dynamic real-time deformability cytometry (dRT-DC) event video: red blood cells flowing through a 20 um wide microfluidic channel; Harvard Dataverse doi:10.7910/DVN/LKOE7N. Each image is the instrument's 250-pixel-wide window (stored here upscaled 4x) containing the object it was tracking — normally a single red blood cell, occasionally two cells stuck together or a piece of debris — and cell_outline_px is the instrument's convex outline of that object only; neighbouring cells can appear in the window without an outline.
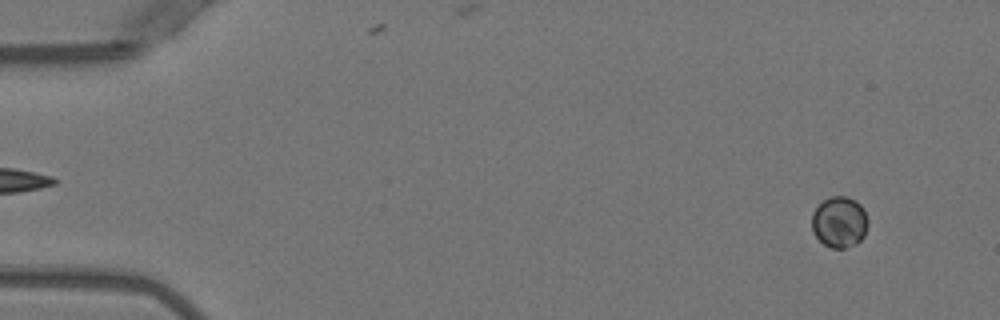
{"species": "Egyptian fruit bat (a non-hibernating species)", "species_latin": "Rousettus aegyptiacus", "temperature_condition": "warm", "stored_images_in_passage": 52, "camera_frame_rate_fps": 3000, "um_per_image_px": 0.085, "animal": {"sex": "female"}, "frame": {"image": 1, "passage_image": 4, "time_ms": 1.0, "image_size_px": [1000, 320], "cell_outline_px": [[868, 224], [864, 236], [856, 244], [844, 248], [832, 248], [824, 244], [812, 232], [812, 212], [824, 200], [832, 196], [848, 196], [856, 200], [864, 208], [868, 220]], "centroid_in_image_um": [71.37, 18.86], "position_along_channel_um": 13.6, "area_um2": 16.82}}
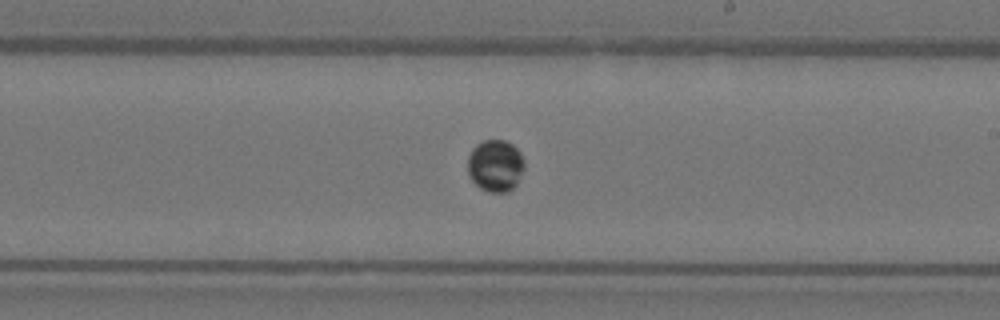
{"frame": {"image": 2, "passage_image": 31, "time_ms": 10.0, "image_size_px": [1000, 320], "cell_outline_px": [[524, 168], [516, 184], [508, 192], [488, 192], [480, 188], [472, 180], [468, 172], [468, 156], [472, 148], [476, 144], [484, 140], [504, 140], [512, 144], [520, 152], [524, 160]], "centroid_in_image_um": [42.1, 14.07], "position_along_channel_um": 246.9, "area_um2": 17.17}}
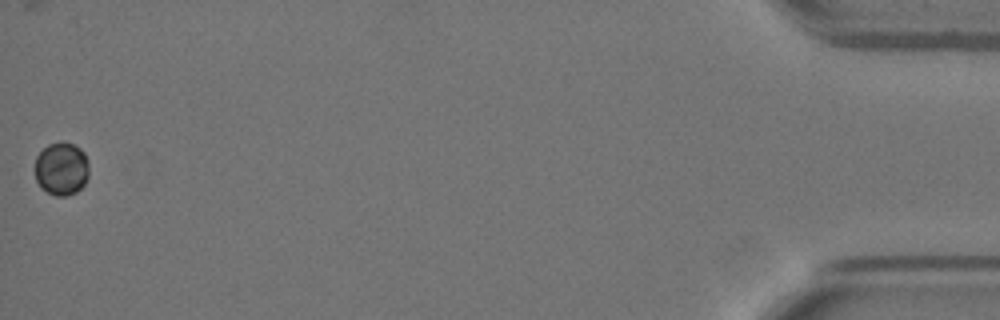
{"frame": {"image": 3, "passage_image": 52, "time_ms": 17.0, "image_size_px": [1000, 320], "cell_outline_px": [[88, 176], [84, 184], [76, 192], [68, 196], [56, 196], [40, 188], [36, 180], [36, 156], [48, 144], [60, 140], [72, 144], [80, 148], [84, 152], [88, 160]], "centroid_in_image_um": [5.23, 14.33], "position_along_channel_um": 430.0, "area_um2": 16.88}}